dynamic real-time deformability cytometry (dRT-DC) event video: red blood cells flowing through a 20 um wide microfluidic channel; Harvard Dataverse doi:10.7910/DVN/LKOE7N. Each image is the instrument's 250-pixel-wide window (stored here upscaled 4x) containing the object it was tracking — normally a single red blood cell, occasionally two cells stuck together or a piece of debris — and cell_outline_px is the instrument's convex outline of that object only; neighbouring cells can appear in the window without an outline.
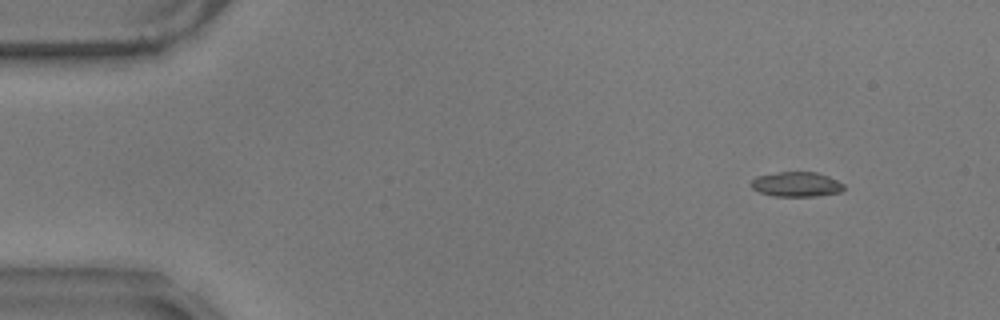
{"species": "common noctule bat (a hibernating species)", "species_latin": "Nyctalus noctula", "temperature_condition": "warm", "stored_images_in_passage": 54, "camera_frame_rate_fps": 3000, "um_per_image_px": 0.085, "animal": {"sex": "male", "body_mass_g": 17.9}, "frame": {"image": 1, "passage_image": 6, "time_ms": 1.667, "image_size_px": [1000, 320], "cell_outline_px": [[844, 188], [840, 192], [816, 196], [772, 196], [760, 192], [752, 188], [752, 180], [756, 176], [780, 172], [816, 172], [828, 176], [844, 184]], "centroid_in_image_um": [67.7, 15.67], "position_along_channel_um": 17.3, "area_um2": 13.29}}
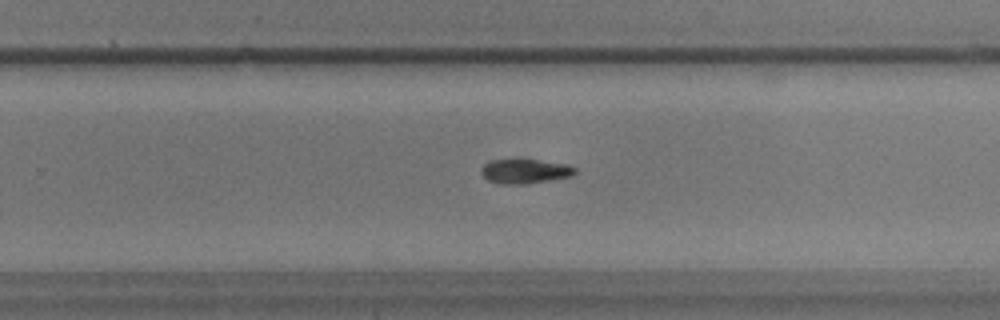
{"frame": {"image": 2, "passage_image": 37, "time_ms": 12.0, "image_size_px": [1000, 320], "cell_outline_px": [[576, 172], [572, 176], [524, 184], [500, 184], [488, 180], [480, 172], [480, 168], [488, 160], [512, 156], [516, 156], [568, 164], [576, 168]], "centroid_in_image_um": [44.56, 14.49], "position_along_channel_um": 285.2, "area_um2": 14.22}}
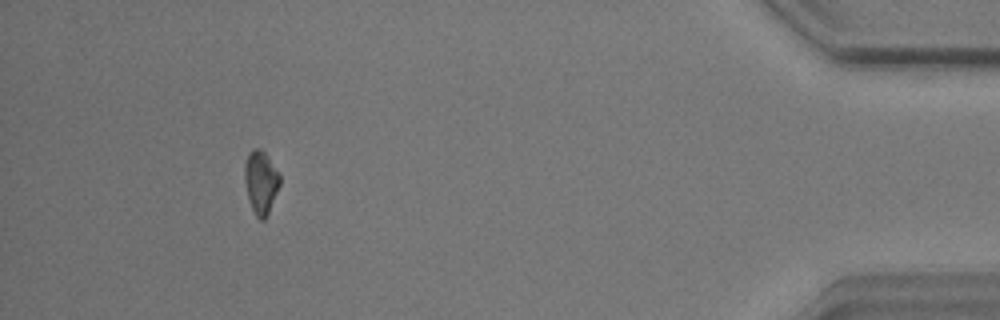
{"frame": {"image": 3, "passage_image": 53, "time_ms": 17.333, "image_size_px": [1000, 320], "cell_outline_px": [[280, 184], [268, 212], [264, 220], [260, 220], [256, 216], [252, 208], [248, 196], [244, 180], [244, 164], [248, 152], [252, 148], [260, 148], [264, 152], [280, 176]], "centroid_in_image_um": [22.14, 15.45], "position_along_channel_um": 413.1, "area_um2": 12.72}}